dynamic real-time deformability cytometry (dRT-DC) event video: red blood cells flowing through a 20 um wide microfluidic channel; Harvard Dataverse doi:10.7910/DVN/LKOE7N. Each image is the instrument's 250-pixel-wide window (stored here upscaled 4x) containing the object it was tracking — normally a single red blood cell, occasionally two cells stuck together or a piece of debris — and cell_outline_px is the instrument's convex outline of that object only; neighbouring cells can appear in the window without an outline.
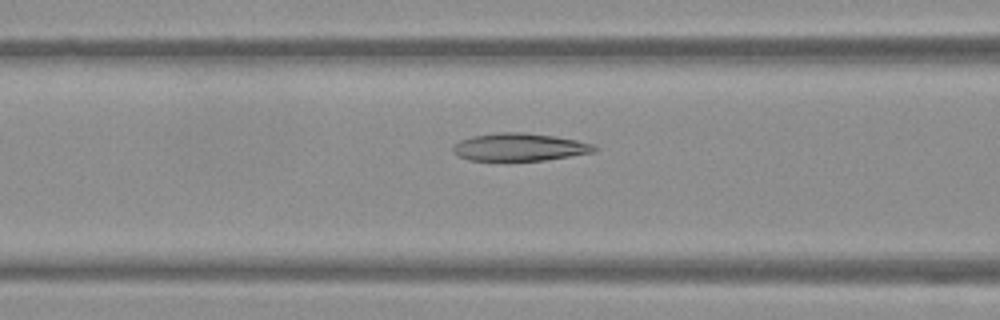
{"species": "Egyptian fruit bat (a non-hibernating species)", "species_latin": "Rousettus aegyptiacus", "temperature_condition": "warm", "stored_images_in_passage": 45, "camera_frame_rate_fps": 3000, "um_per_image_px": 0.085, "frame": {"image": 1, "passage_image": 13, "time_ms": 4.0, "image_size_px": [1000, 320], "cell_outline_px": [[600, 148], [596, 152], [544, 160], [468, 160], [456, 156], [452, 152], [452, 144], [460, 140], [472, 136], [500, 132], [524, 132], [552, 136], [576, 140], [592, 144]], "centroid_in_image_um": [44.12, 12.5], "position_along_channel_um": 122.5, "area_um2": 22.89}}
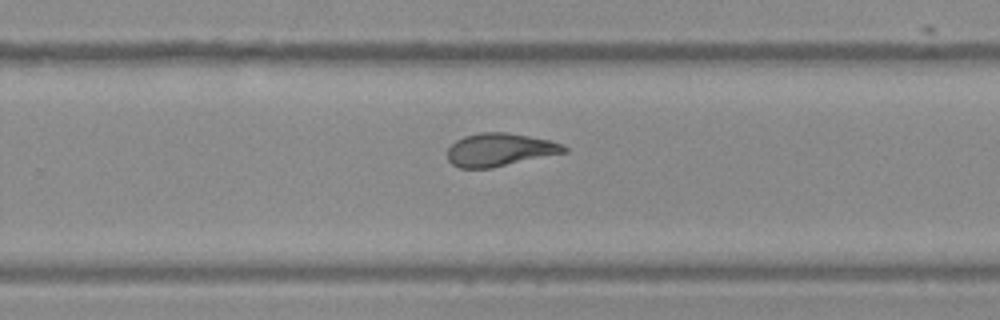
{"frame": {"image": 2, "passage_image": 26, "time_ms": 8.333, "image_size_px": [1000, 320], "cell_outline_px": [[568, 152], [492, 168], [460, 168], [452, 164], [448, 160], [448, 148], [456, 140], [464, 136], [480, 132], [504, 132], [528, 136], [548, 140], [564, 144], [568, 148]], "centroid_in_image_um": [42.49, 12.73], "position_along_channel_um": 287.3, "area_um2": 22.48}}
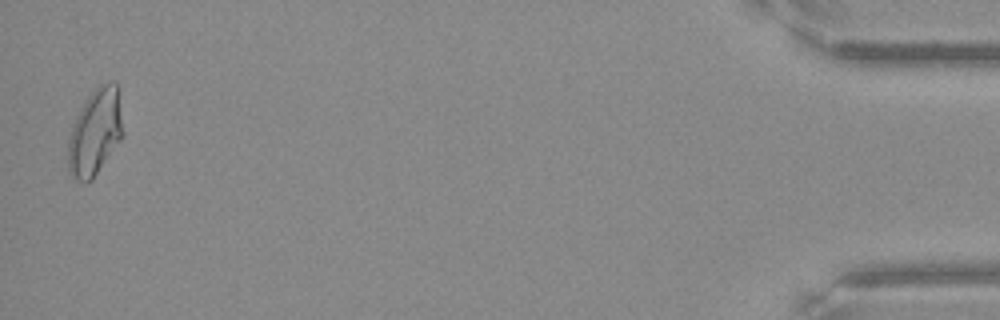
{"frame": {"image": 3, "passage_image": 44, "time_ms": 14.333, "image_size_px": [1000, 320], "cell_outline_px": [[124, 136], [92, 180], [84, 184], [76, 180], [68, 172], [68, 140], [76, 116], [80, 108], [88, 96], [100, 84], [112, 80], [116, 80], [124, 132]], "centroid_in_image_um": [8.09, 11.26], "position_along_channel_um": 427.1, "area_um2": 27.86}, "authors_computed_cell_mechanics": {"area_um2": 23.5824, "velocity_mm_per_s": 3.8035, "shape_relaxation_time_tau1_ms": 8.1289, "shape_relaxation_time_tau2_ms": 1.8549, "deformation_change_tau1": 0.2354, "deformation_change_tau2": 0.0783}}